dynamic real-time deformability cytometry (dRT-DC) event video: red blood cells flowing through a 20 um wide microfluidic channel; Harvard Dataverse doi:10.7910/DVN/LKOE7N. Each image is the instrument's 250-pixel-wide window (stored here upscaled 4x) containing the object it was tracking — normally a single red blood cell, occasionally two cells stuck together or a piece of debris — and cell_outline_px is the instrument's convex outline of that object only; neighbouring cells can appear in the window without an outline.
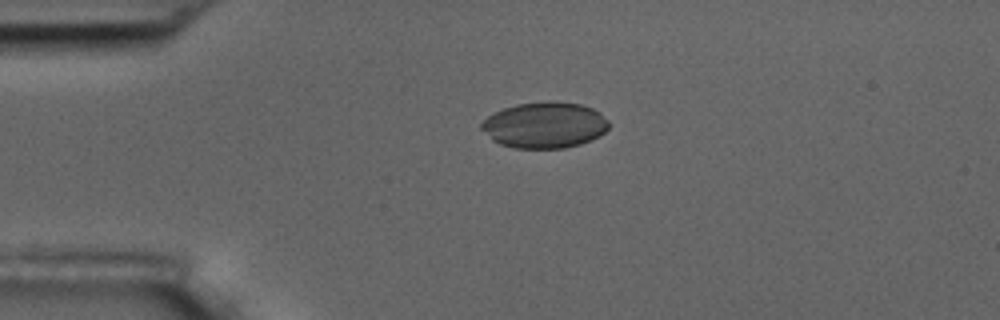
{"species": "common noctule bat (a hibernating species)", "species_latin": "Nyctalus noctula", "temperature_condition": "room temperature", "stored_images_in_passage": 6, "segment_of_instrument_passage": [2, 2], "camera_frame_rate_fps": 3000, "um_per_image_px": 0.085, "animal": {"sex": "male", "body_mass_g": 17.5, "forearm_length_mm": 52.3}, "frame": {"image": 1, "passage_image": 6, "time_ms": 6.333, "image_size_px": [1000, 320], "cell_outline_px": [[608, 128], [600, 136], [592, 140], [580, 144], [564, 148], [512, 148], [500, 144], [492, 140], [480, 128], [480, 124], [488, 116], [504, 108], [516, 104], [556, 100], [580, 104], [592, 108], [608, 120]], "centroid_in_image_um": [46.29, 10.63], "position_along_channel_um": 38.7, "area_um2": 34.28}}